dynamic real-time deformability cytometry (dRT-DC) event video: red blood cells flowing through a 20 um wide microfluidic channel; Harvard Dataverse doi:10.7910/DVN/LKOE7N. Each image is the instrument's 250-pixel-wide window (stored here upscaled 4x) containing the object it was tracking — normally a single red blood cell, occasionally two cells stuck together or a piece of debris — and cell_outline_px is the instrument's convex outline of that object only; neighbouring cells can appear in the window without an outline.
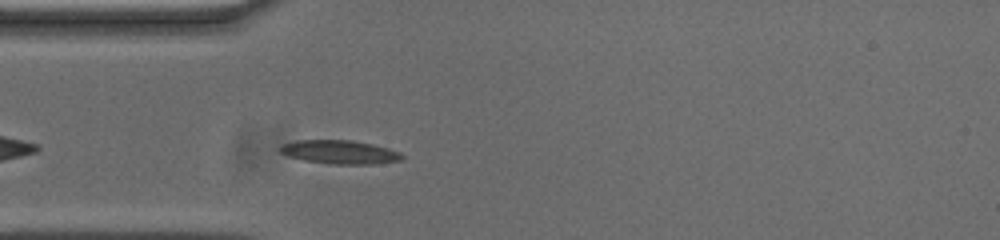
{"species": "common noctule bat (a hibernating species)", "species_latin": "Nyctalus noctula", "temperature_condition": "cold", "stored_images_in_passage": 36, "segment_of_instrument_passage": [1, 2], "camera_frame_rate_fps": 3000, "um_per_image_px": 0.085, "animal": {"sex": "male", "body_mass_g": 20.0, "forearm_length_mm": 53.3}, "frame": {"image": 1, "passage_image": 2, "time_ms": 0.333, "image_size_px": [1000, 240], "cell_outline_px": [[404, 156], [400, 160], [372, 164], [332, 164], [304, 160], [288, 156], [280, 152], [280, 148], [284, 144], [296, 140], [352, 140], [372, 144], [388, 148], [400, 152]], "centroid_in_image_um": [28.89, 12.92], "position_along_channel_um": 56.1, "area_um2": 16.65}}
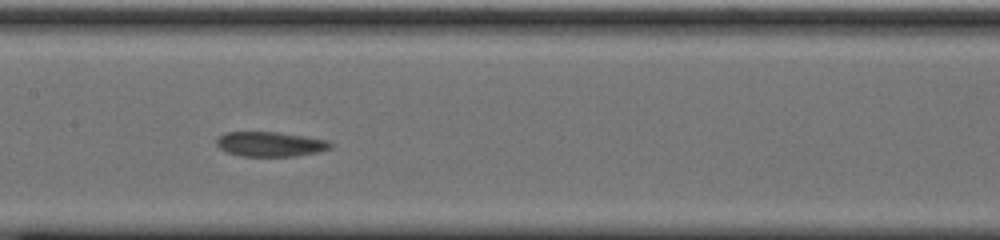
{"frame": {"image": 2, "passage_image": 13, "time_ms": 4.0, "image_size_px": [1000, 240], "cell_outline_px": [[332, 144], [328, 148], [316, 152], [296, 156], [244, 156], [228, 152], [220, 148], [216, 144], [216, 140], [220, 136], [228, 132], [276, 132], [304, 136], [328, 140]], "centroid_in_image_um": [22.96, 12.25], "position_along_channel_um": 184.4, "area_um2": 16.13}}
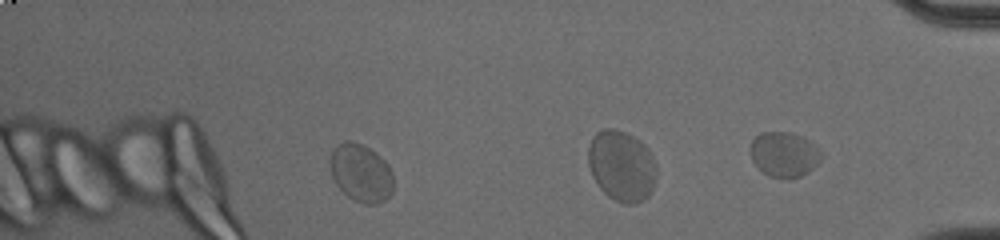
{"frame": {"image": 3, "passage_image": 29, "time_ms": 9.333, "image_size_px": [1000, 240], "cell_outline_px": [[392, 192], [384, 200], [376, 204], [364, 204], [352, 200], [336, 184], [332, 176], [328, 160], [332, 148], [344, 140], [352, 140], [364, 144], [376, 152], [388, 164], [392, 172]], "centroid_in_image_um": [30.65, 14.66], "position_along_channel_um": 404.6, "area_um2": 21.73}}